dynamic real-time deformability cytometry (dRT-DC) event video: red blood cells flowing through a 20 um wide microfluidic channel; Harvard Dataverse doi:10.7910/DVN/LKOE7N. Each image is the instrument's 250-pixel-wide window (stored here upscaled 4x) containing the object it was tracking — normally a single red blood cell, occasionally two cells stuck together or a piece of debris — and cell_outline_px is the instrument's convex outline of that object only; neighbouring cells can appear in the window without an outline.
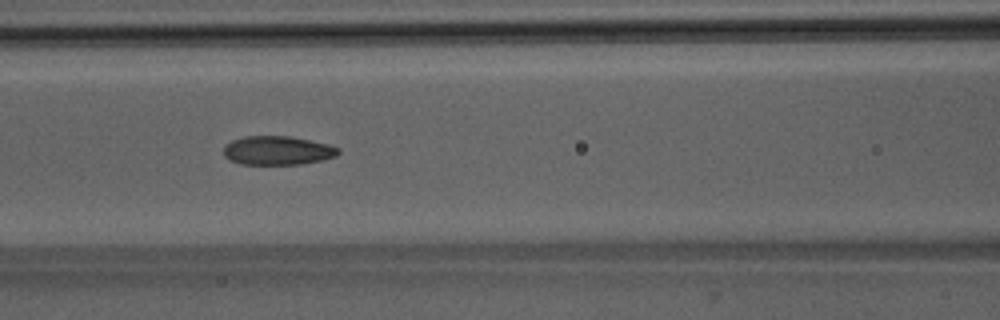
{"species": "Egyptian fruit bat (a non-hibernating species)", "species_latin": "Rousettus aegyptiacus", "temperature_condition": "room temperature", "stored_images_in_passage": 48, "camera_frame_rate_fps": 3000, "um_per_image_px": 0.085, "animal": {"sex": "male"}, "frame": {"image": 1, "passage_image": 23, "time_ms": 7.333, "image_size_px": [1000, 320], "cell_outline_px": [[340, 152], [336, 156], [320, 160], [300, 164], [240, 164], [228, 160], [224, 156], [224, 144], [232, 140], [244, 136], [292, 136], [328, 144], [340, 148]], "centroid_in_image_um": [23.56, 12.78], "position_along_channel_um": 143.0, "area_um2": 19.42}}
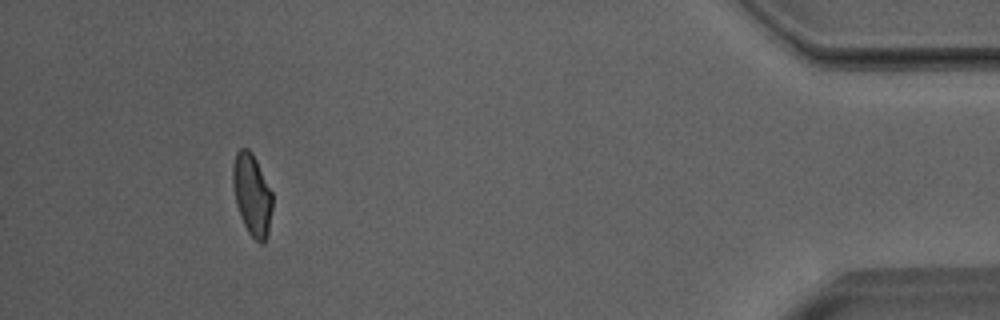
{"frame": {"image": 2, "passage_image": 48, "time_ms": 15.667, "image_size_px": [1000, 320], "cell_outline_px": [[272, 208], [268, 236], [264, 244], [260, 244], [248, 232], [240, 216], [236, 204], [232, 184], [232, 164], [236, 152], [240, 148], [248, 148], [252, 152], [272, 192]], "centroid_in_image_um": [21.41, 16.55], "position_along_channel_um": 413.8, "area_um2": 19.02}, "authors_computed_cell_mechanics": {"area_um2": 19.7098, "velocity_mm_per_s": 4.005, "shape_relaxation_time_tau1_ms": 8.2692, "shape_relaxation_time_tau2_ms": 1.3267, "deformation_change_tau1": 0.1908, "deformation_change_tau2": 0.0681}}